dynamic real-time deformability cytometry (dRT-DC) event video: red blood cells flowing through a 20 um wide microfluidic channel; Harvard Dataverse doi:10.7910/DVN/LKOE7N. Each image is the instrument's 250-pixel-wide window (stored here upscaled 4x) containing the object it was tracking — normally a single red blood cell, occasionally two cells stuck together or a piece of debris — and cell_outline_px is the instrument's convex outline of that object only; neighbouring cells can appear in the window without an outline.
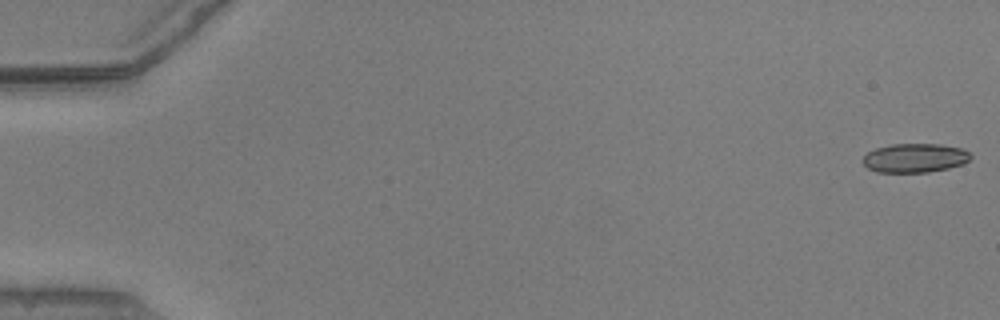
{"species": "common noctule bat (a hibernating species)", "species_latin": "Nyctalus noctula", "temperature_condition": "warm", "stored_images_in_passage": 17, "camera_frame_rate_fps": 3000, "um_per_image_px": 0.085, "animal": {"sex": "male", "body_mass_g": 20.5, "forearm_length_mm": 52.5}, "frame": {"image": 1, "passage_image": 1, "time_ms": 0.0, "image_size_px": [1000, 320], "cell_outline_px": [[972, 156], [964, 164], [948, 168], [928, 172], [876, 172], [868, 168], [864, 164], [864, 156], [868, 152], [876, 148], [892, 144], [940, 144], [960, 148], [968, 152]], "centroid_in_image_um": [77.77, 13.43], "position_along_channel_um": 7.2, "area_um2": 18.09}}
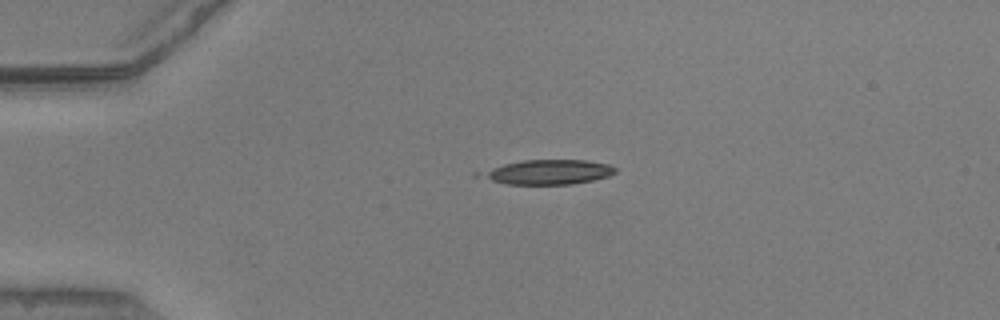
{"frame": {"image": 2, "passage_image": 13, "time_ms": 4.0, "image_size_px": [1000, 320], "cell_outline_px": [[616, 172], [608, 176], [592, 180], [572, 184], [508, 184], [472, 176], [472, 172], [504, 164], [524, 160], [584, 160], [608, 164], [616, 168]], "centroid_in_image_um": [46.44, 14.62], "position_along_channel_um": 38.6, "area_um2": 19.54}}